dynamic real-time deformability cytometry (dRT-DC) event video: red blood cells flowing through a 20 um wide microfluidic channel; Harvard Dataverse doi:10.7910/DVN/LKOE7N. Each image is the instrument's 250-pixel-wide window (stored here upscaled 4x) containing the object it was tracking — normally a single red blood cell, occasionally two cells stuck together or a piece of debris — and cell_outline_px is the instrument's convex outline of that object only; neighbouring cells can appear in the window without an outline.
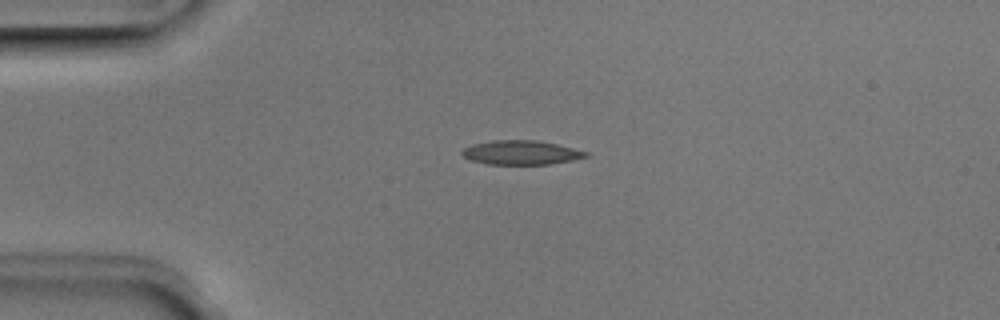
{"species": "Egyptian fruit bat (a non-hibernating species)", "species_latin": "Rousettus aegyptiacus", "temperature_condition": "room temperature", "stored_images_in_passage": 8, "camera_frame_rate_fps": 3000, "um_per_image_px": 0.085, "animal": {"sex": "male"}, "frame": {"image": 1, "passage_image": 3, "time_ms": 0.667, "image_size_px": [1000, 320], "cell_outline_px": [[588, 156], [572, 160], [548, 164], [488, 164], [472, 160], [464, 156], [460, 152], [464, 148], [472, 144], [492, 140], [536, 140], [556, 144], [588, 152]], "centroid_in_image_um": [44.27, 12.96], "position_along_channel_um": 40.7, "area_um2": 17.22}}
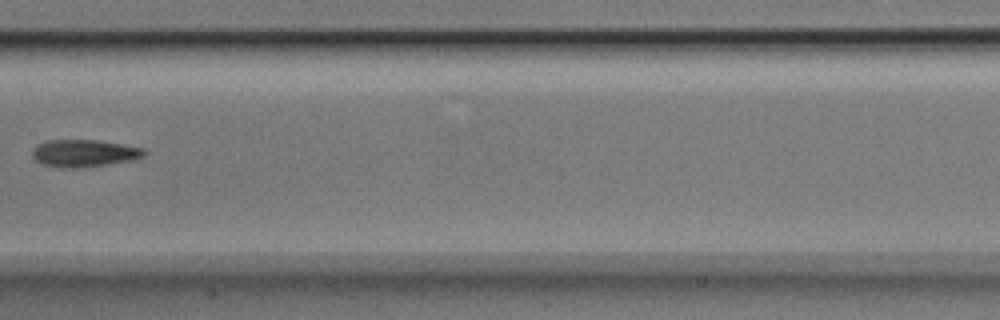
{"frame": {"image": 2, "passage_image": 7, "time_ms": 2.0, "image_size_px": [1000, 320], "cell_outline_px": [[148, 152], [144, 156], [132, 160], [104, 164], [72, 168], [60, 168], [40, 164], [32, 156], [32, 148], [36, 144], [44, 140], [96, 140], [144, 148]], "centroid_in_image_um": [7.09, 13.01], "position_along_channel_um": 200.3, "area_um2": 17.8}}
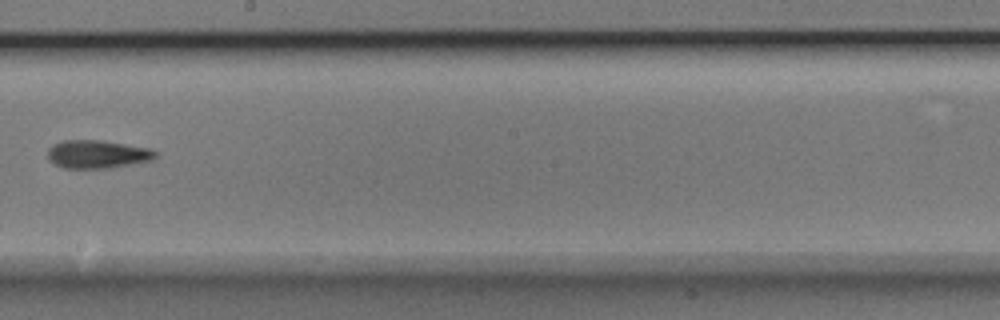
{"frame": {"image": 3, "passage_image": 8, "time_ms": 2.333, "image_size_px": [1000, 320], "cell_outline_px": [[156, 156], [152, 160], [108, 168], [64, 168], [48, 160], [48, 148], [52, 144], [64, 140], [100, 140], [152, 148], [156, 152]], "centroid_in_image_um": [8.26, 13.1], "position_along_channel_um": 239.9, "area_um2": 17.69}}